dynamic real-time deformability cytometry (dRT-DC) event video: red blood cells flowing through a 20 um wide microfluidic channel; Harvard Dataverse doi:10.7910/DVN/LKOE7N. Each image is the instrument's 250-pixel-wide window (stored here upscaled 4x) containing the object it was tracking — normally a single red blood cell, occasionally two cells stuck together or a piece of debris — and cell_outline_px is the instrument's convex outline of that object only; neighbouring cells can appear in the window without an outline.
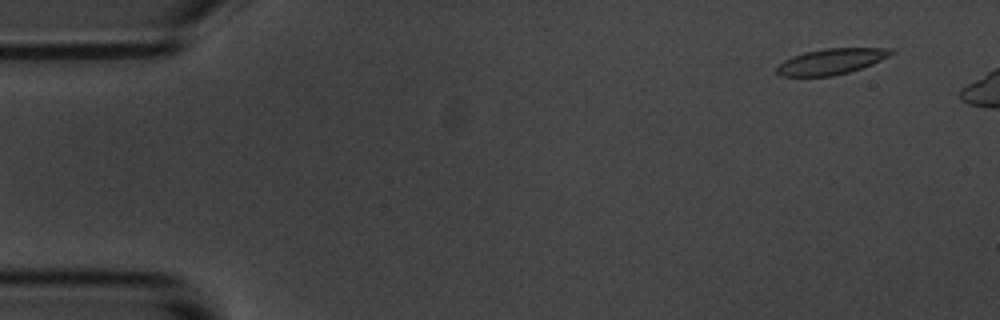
{"species": "common noctule bat (a hibernating species)", "species_latin": "Nyctalus noctula", "temperature_condition": "room temperature", "stored_images_in_passage": 9, "camera_frame_rate_fps": 3000, "um_per_image_px": 0.085, "animal": {"sex": "male", "body_mass_g": 20.1, "forearm_length_mm": 53.5}, "frame": {"image": 1, "passage_image": 4, "time_ms": 1.0, "image_size_px": [1000, 320], "cell_outline_px": [[896, 52], [872, 64], [848, 72], [832, 76], [780, 76], [776, 72], [776, 68], [784, 60], [792, 56], [804, 52], [824, 48], [892, 48]], "centroid_in_image_um": [70.64, 5.22], "position_along_channel_um": 14.4, "area_um2": 17.11}}